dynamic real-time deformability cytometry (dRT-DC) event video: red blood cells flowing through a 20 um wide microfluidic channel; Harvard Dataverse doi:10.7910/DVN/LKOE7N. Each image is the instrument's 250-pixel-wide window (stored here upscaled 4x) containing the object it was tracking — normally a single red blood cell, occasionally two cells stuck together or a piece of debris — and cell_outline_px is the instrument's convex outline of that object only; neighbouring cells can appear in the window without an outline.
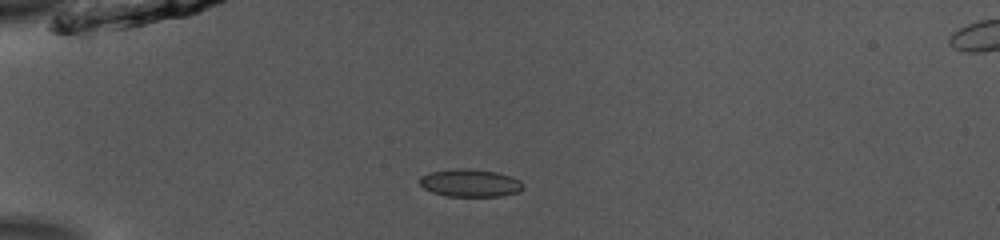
{"species": "common noctule bat (a hibernating species)", "species_latin": "Nyctalus noctula", "temperature_condition": "room temperature", "stored_images_in_passage": 39, "camera_frame_rate_fps": 3000, "um_per_image_px": 0.085, "animal": {"sex": "male", "body_mass_g": 13.0, "forearm_length_mm": 53.1}, "frame": {"image": 1, "passage_image": 1, "time_ms": 0.0, "image_size_px": [1000, 240], "cell_outline_px": [[524, 188], [516, 192], [500, 196], [448, 196], [432, 192], [424, 188], [420, 184], [420, 176], [428, 172], [460, 168], [464, 168], [496, 172], [512, 176], [520, 180], [524, 184]], "centroid_in_image_um": [39.96, 15.55], "position_along_channel_um": 45.0, "area_um2": 16.65}}
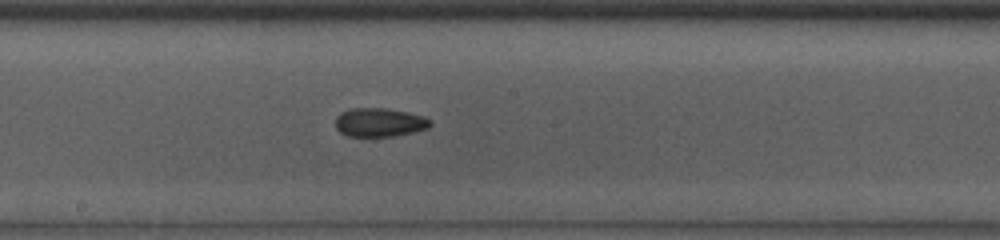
{"frame": {"image": 2, "passage_image": 16, "time_ms": 5.0, "image_size_px": [1000, 240], "cell_outline_px": [[432, 124], [428, 128], [412, 132], [392, 136], [348, 136], [340, 132], [336, 128], [336, 116], [340, 112], [352, 108], [384, 108], [408, 112], [424, 116], [432, 120]], "centroid_in_image_um": [32.26, 10.39], "position_along_channel_um": 215.9, "area_um2": 15.9}}
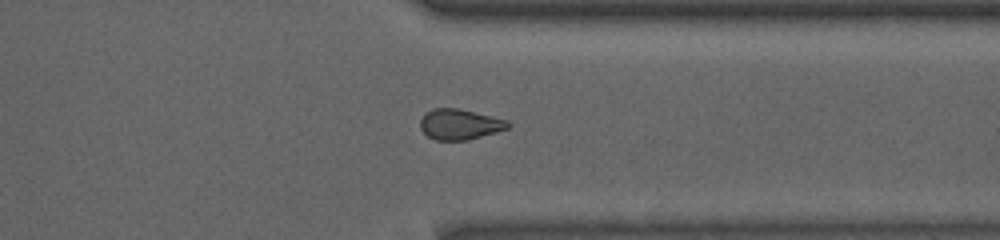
{"frame": {"image": 3, "passage_image": 28, "time_ms": 9.0, "image_size_px": [1000, 240], "cell_outline_px": [[512, 124], [508, 128], [496, 132], [468, 140], [436, 140], [428, 136], [420, 128], [420, 120], [424, 112], [432, 108], [456, 108], [508, 120]], "centroid_in_image_um": [39.06, 10.56], "position_along_channel_um": 372.3, "area_um2": 15.61}, "authors_computed_cell_mechanics": {"area_um2": 16.0106, "velocity_mm_per_s": 3.9206, "shape_relaxation_time_tau1_ms": 5.843, "shape_relaxation_time_tau2_ms": 3.0595, "deformation_change_tau1": 0.1434, "deformation_change_tau2": 0.0856}}